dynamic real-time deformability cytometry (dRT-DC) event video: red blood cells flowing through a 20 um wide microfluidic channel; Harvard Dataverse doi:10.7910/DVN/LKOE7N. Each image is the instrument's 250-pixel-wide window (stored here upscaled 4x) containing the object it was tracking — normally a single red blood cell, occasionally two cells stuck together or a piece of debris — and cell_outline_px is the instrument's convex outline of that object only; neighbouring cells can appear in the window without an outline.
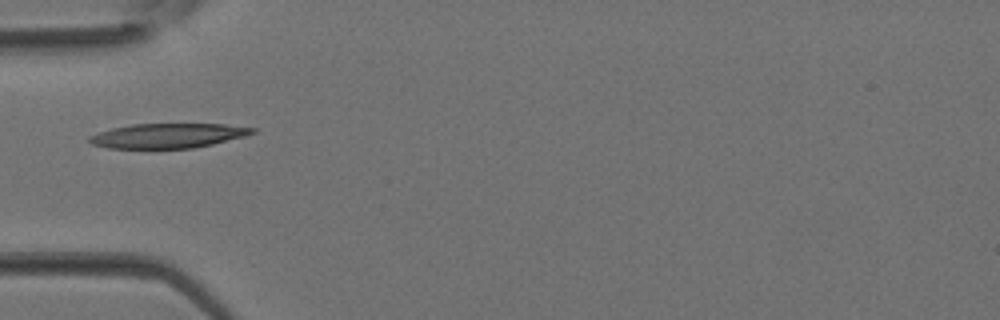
{"species": "Egyptian fruit bat (a non-hibernating species)", "species_latin": "Rousettus aegyptiacus", "temperature_condition": "room temperature", "stored_images_in_passage": 20, "camera_frame_rate_fps": 3000, "um_per_image_px": 0.085, "animal": {"sex": "female"}, "frame": {"image": 1, "passage_image": 1, "time_ms": 0.0, "image_size_px": [1000, 320], "cell_outline_px": [[256, 132], [244, 136], [212, 144], [192, 148], [108, 148], [92, 144], [88, 140], [88, 136], [112, 128], [132, 124], [224, 124], [256, 128]], "centroid_in_image_um": [14.26, 11.53], "position_along_channel_um": 70.7, "area_um2": 23.24}}